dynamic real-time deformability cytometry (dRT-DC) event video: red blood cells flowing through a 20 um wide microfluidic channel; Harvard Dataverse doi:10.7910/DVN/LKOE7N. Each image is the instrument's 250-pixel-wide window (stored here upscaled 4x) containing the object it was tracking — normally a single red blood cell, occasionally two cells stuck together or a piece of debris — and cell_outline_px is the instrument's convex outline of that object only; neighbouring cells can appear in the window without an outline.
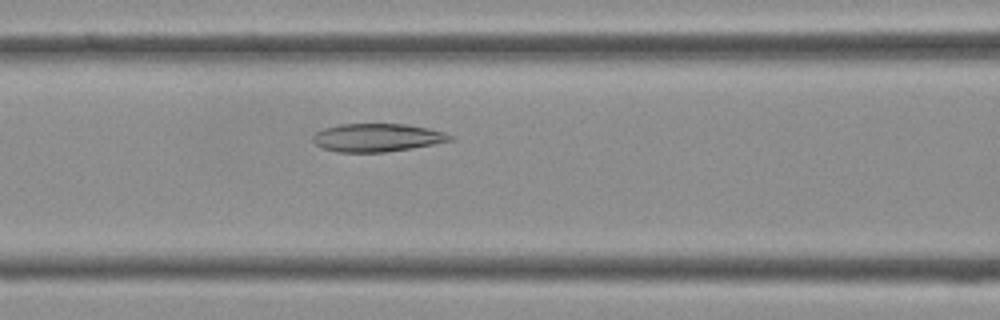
{"species": "Egyptian fruit bat (a non-hibernating species)", "species_latin": "Rousettus aegyptiacus", "temperature_condition": "cold", "stored_images_in_passage": 40, "camera_frame_rate_fps": 3000, "um_per_image_px": 0.085, "frame": {"image": 1, "passage_image": 16, "time_ms": 5.0, "image_size_px": [1000, 320], "cell_outline_px": [[456, 140], [412, 148], [384, 152], [336, 152], [324, 148], [316, 144], [312, 140], [312, 136], [316, 132], [324, 128], [340, 124], [404, 124], [428, 128], [444, 132], [452, 136]], "centroid_in_image_um": [32.07, 11.7], "position_along_channel_um": 134.5, "area_um2": 22.48}}
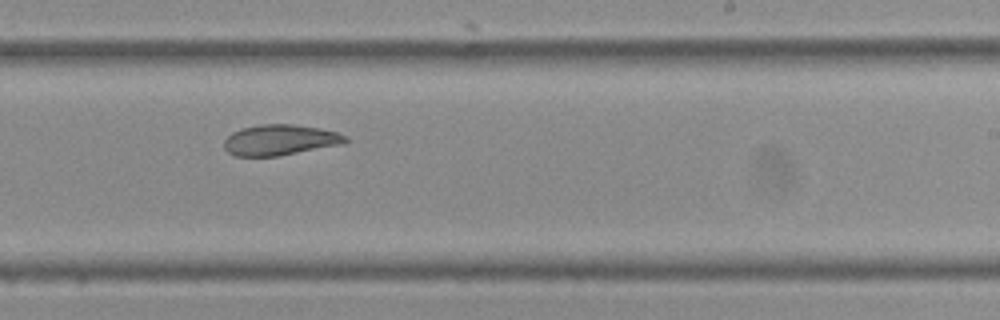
{"frame": {"image": 2, "passage_image": 24, "time_ms": 7.667, "image_size_px": [1000, 320], "cell_outline_px": [[348, 140], [344, 144], [276, 156], [232, 156], [224, 148], [224, 140], [232, 132], [240, 128], [260, 124], [292, 124], [320, 128], [336, 132], [348, 136]], "centroid_in_image_um": [23.79, 11.89], "position_along_channel_um": 265.2, "area_um2": 21.79}}
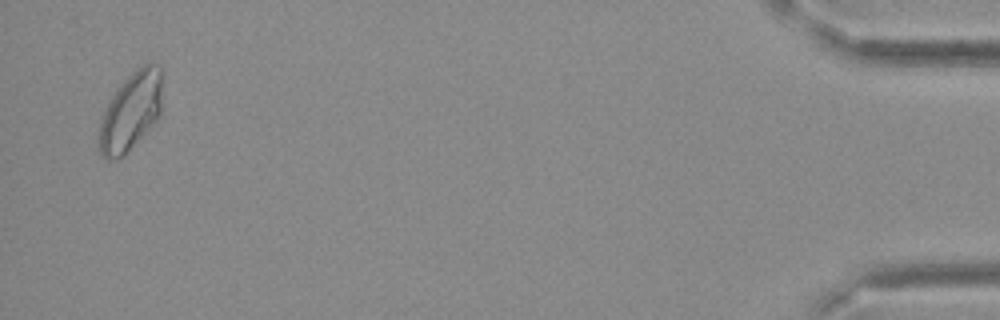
{"frame": {"image": 3, "passage_image": 39, "time_ms": 12.667, "image_size_px": [1000, 320], "cell_outline_px": [[160, 116], [124, 156], [116, 160], [108, 160], [100, 156], [96, 148], [96, 140], [100, 120], [104, 108], [116, 88], [140, 64], [148, 60], [160, 64]], "centroid_in_image_um": [11.04, 9.5], "position_along_channel_um": 424.2, "area_um2": 29.59}}